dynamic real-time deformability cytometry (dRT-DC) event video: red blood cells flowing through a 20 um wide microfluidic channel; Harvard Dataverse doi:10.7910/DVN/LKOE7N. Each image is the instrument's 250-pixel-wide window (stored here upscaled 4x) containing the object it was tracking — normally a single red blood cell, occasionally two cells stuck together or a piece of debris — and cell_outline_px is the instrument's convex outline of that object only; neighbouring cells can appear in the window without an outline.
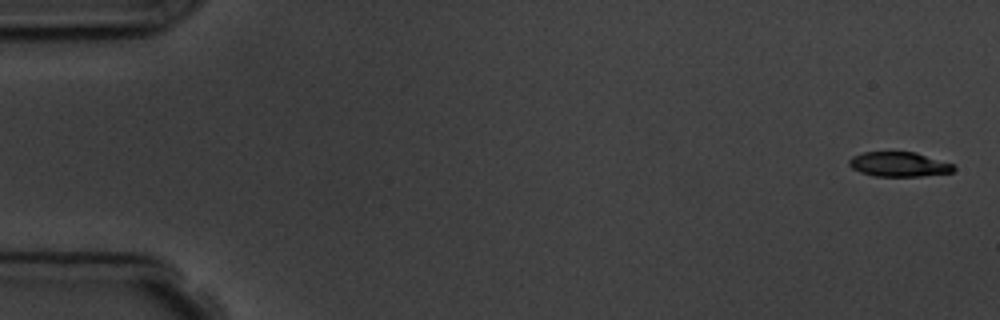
{"species": "common noctule bat (a hibernating species)", "species_latin": "Nyctalus noctula", "temperature_condition": "room temperature", "stored_images_in_passage": 6, "camera_frame_rate_fps": 3000, "um_per_image_px": 0.085, "animal": {"sex": "male", "body_mass_g": 19.5, "forearm_length_mm": 54.6}, "frame": {"image": 1, "passage_image": 1, "time_ms": 0.0, "image_size_px": [1000, 320], "cell_outline_px": [[956, 168], [952, 172], [920, 176], [872, 176], [860, 172], [852, 168], [848, 164], [848, 160], [852, 156], [864, 152], [916, 152], [956, 164]], "centroid_in_image_um": [76.43, 13.96], "position_along_channel_um": 8.6, "area_um2": 15.2}}
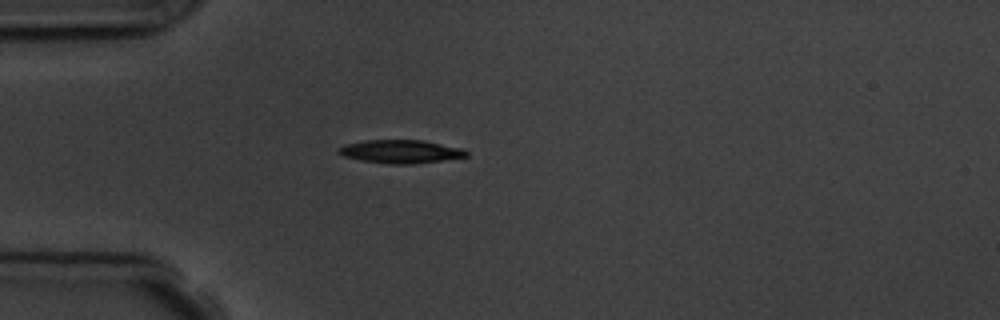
{"frame": {"image": 2, "passage_image": 5, "time_ms": 4.667, "image_size_px": [1000, 320], "cell_outline_px": [[468, 156], [440, 160], [408, 164], [388, 164], [360, 160], [344, 156], [336, 152], [344, 144], [368, 140], [424, 140], [464, 148], [468, 152]], "centroid_in_image_um": [34.06, 12.87], "position_along_channel_um": 50.9, "area_um2": 17.28}}